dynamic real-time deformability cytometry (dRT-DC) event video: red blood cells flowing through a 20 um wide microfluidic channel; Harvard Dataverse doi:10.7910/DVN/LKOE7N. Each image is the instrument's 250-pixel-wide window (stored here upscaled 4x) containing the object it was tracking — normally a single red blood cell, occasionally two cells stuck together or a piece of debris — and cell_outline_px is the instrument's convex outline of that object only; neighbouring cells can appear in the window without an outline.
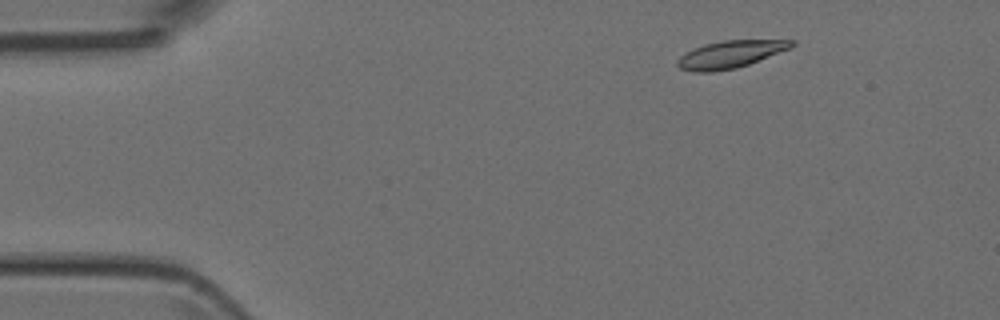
{"species": "Egyptian fruit bat (a non-hibernating species)", "species_latin": "Rousettus aegyptiacus", "temperature_condition": "room temperature", "stored_images_in_passage": 46, "camera_frame_rate_fps": 3000, "um_per_image_px": 0.085, "animal": {"sex": "female"}, "frame": {"image": 1, "passage_image": 4, "time_ms": 1.0, "image_size_px": [1000, 320], "cell_outline_px": [[796, 44], [792, 48], [748, 64], [736, 68], [712, 72], [692, 72], [680, 68], [676, 64], [676, 60], [680, 56], [704, 44], [724, 40], [796, 40]], "centroid_in_image_um": [62.1, 4.62], "position_along_channel_um": 22.9, "area_um2": 18.15}}
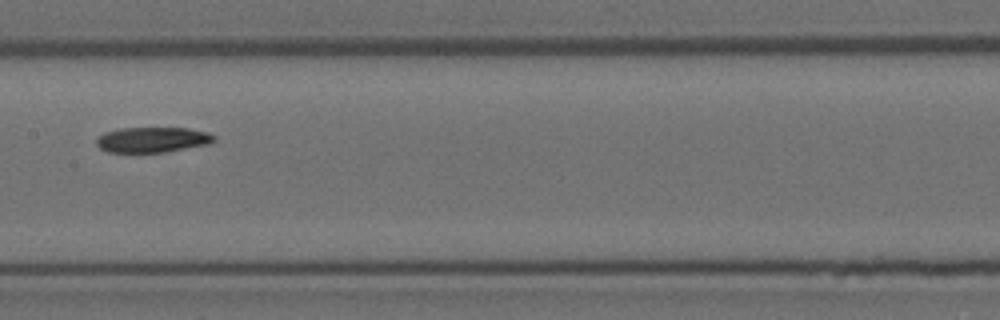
{"frame": {"image": 2, "passage_image": 22, "time_ms": 7.0, "image_size_px": [1000, 320], "cell_outline_px": [[216, 140], [208, 144], [164, 152], [108, 152], [100, 148], [96, 144], [96, 140], [104, 132], [120, 128], [188, 128], [208, 132], [216, 136]], "centroid_in_image_um": [12.97, 11.87], "position_along_channel_um": 194.4, "area_um2": 17.34}}
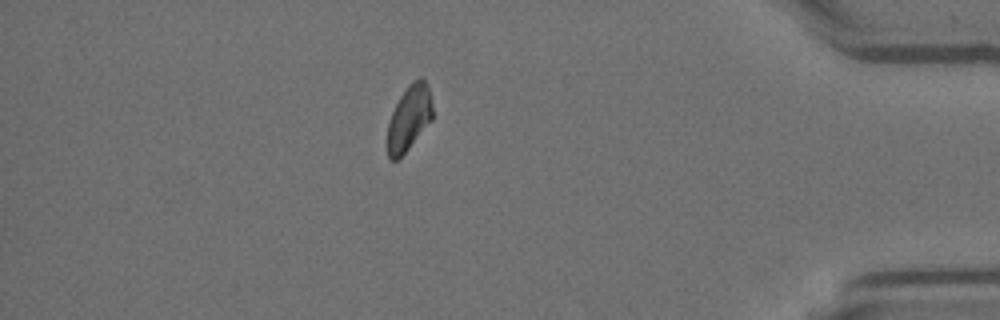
{"frame": {"image": 3, "passage_image": 40, "time_ms": 13.0, "image_size_px": [1000, 320], "cell_outline_px": [[432, 120], [408, 148], [396, 160], [388, 160], [388, 124], [392, 112], [400, 96], [408, 84], [412, 80], [420, 76], [424, 80], [428, 88], [432, 104]], "centroid_in_image_um": [34.77, 10.0], "position_along_channel_um": 400.4, "area_um2": 16.88}}